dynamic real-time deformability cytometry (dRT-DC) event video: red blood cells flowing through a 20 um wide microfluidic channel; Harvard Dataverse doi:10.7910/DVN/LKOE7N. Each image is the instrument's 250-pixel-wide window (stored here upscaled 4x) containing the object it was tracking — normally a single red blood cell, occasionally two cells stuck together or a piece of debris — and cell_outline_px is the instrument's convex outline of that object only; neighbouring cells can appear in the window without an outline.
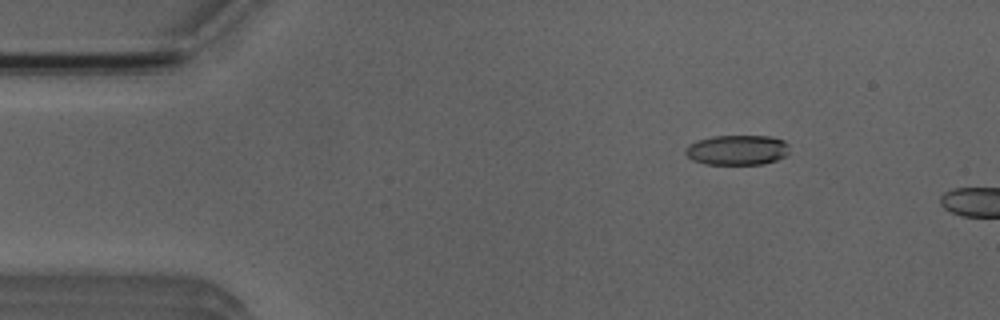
{"species": "Egyptian fruit bat (a non-hibernating species)", "species_latin": "Rousettus aegyptiacus", "temperature_condition": "room temperature", "stored_images_in_passage": 4, "camera_frame_rate_fps": 3000, "um_per_image_px": 0.085, "animal": {"sex": "male"}, "frame": {"image": 1, "passage_image": 2, "time_ms": 1.333, "image_size_px": [1000, 320], "cell_outline_px": [[788, 152], [784, 156], [776, 160], [764, 164], [708, 164], [692, 160], [684, 152], [684, 148], [688, 144], [696, 140], [712, 136], [772, 136], [784, 140], [788, 144]], "centroid_in_image_um": [62.64, 12.74], "position_along_channel_um": 22.4, "area_um2": 18.32}}